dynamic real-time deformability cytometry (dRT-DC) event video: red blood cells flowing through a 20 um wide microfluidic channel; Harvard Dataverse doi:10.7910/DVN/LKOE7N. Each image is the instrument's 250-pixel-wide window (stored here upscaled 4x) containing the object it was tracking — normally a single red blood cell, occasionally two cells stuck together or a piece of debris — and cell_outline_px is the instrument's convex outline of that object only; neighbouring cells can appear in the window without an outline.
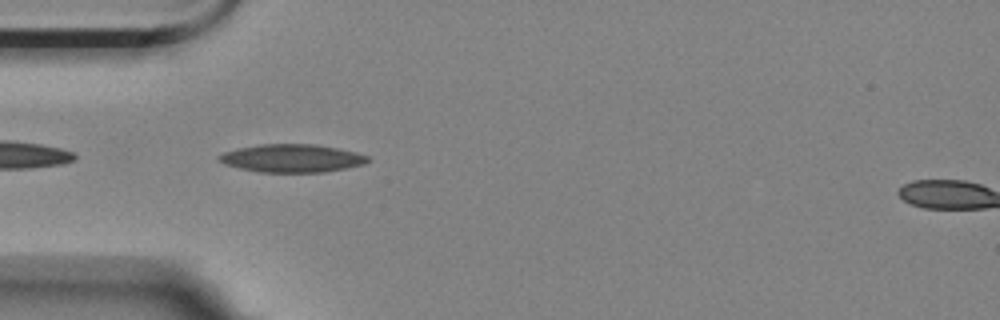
{"species": "Egyptian fruit bat (a non-hibernating species)", "species_latin": "Rousettus aegyptiacus", "temperature_condition": "room temperature", "stored_images_in_passage": 42, "camera_frame_rate_fps": 3000, "um_per_image_px": 0.085, "animal": {"sex": "female"}, "frame": {"image": 1, "passage_image": 2, "time_ms": 0.333, "image_size_px": [1000, 320], "cell_outline_px": [[372, 160], [364, 164], [324, 172], [260, 172], [240, 168], [224, 164], [216, 160], [216, 156], [224, 152], [236, 148], [260, 144], [316, 144], [356, 152], [368, 156]], "centroid_in_image_um": [24.78, 13.44], "position_along_channel_um": 60.2, "area_um2": 24.39}}
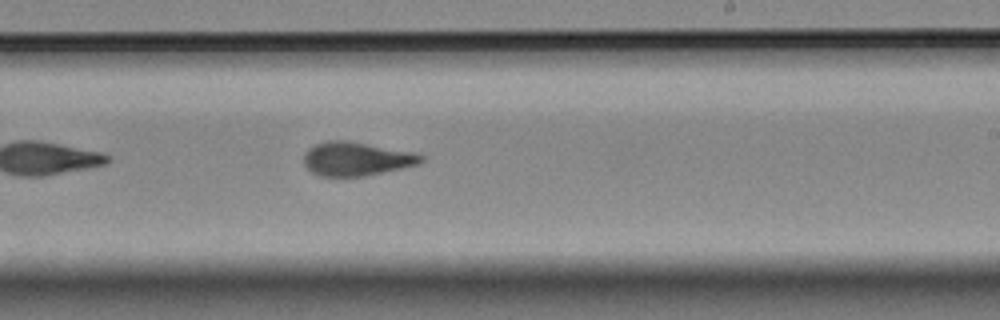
{"frame": {"image": 2, "passage_image": 19, "time_ms": 6.0, "image_size_px": [1000, 320], "cell_outline_px": [[424, 160], [416, 164], [400, 168], [364, 176], [320, 176], [312, 172], [304, 164], [304, 152], [308, 148], [316, 144], [328, 140], [344, 140], [412, 152], [424, 156]], "centroid_in_image_um": [30.23, 13.5], "position_along_channel_um": 258.8, "area_um2": 22.66}}
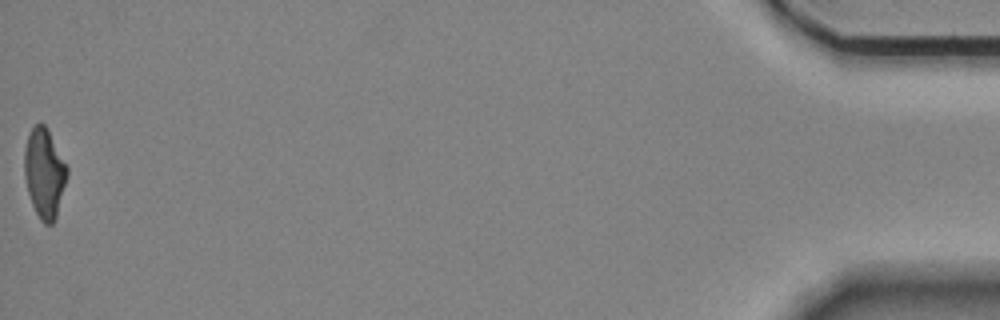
{"frame": {"image": 3, "passage_image": 42, "time_ms": 13.667, "image_size_px": [1000, 320], "cell_outline_px": [[68, 176], [56, 220], [52, 224], [44, 224], [40, 220], [32, 204], [28, 192], [24, 176], [24, 148], [28, 136], [32, 128], [36, 124], [44, 124], [68, 168]], "centroid_in_image_um": [3.77, 14.77], "position_along_channel_um": 431.4, "area_um2": 22.2}, "authors_computed_cell_mechanics": {"area_um2": 22.9466, "velocity_mm_per_s": 3.52, "shape_relaxation_time_tau1_ms": 8.4884, "shape_relaxation_time_tau2_ms": 1.5126, "deformation_change_tau1": 0.2008, "deformation_change_tau2": 0.0936}}